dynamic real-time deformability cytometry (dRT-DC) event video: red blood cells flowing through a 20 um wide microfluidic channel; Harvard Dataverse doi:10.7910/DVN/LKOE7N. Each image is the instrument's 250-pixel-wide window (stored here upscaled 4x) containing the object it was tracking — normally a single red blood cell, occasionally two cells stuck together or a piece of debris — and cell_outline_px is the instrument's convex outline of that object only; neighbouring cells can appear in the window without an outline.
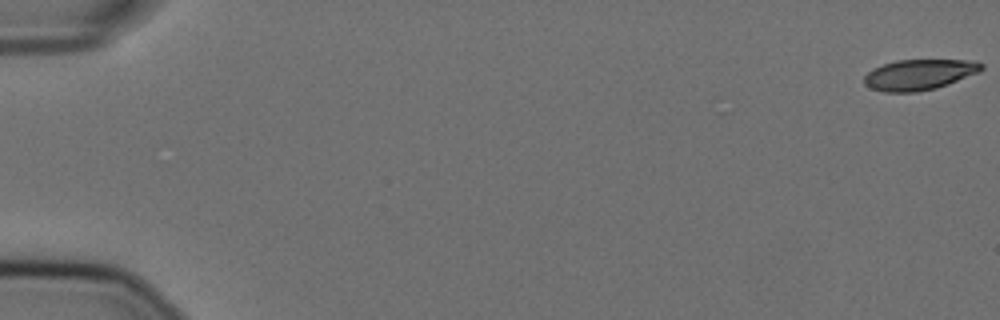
{"species": "Egyptian fruit bat (a non-hibernating species)", "species_latin": "Rousettus aegyptiacus", "temperature_condition": "cold", "stored_images_in_passage": 58, "camera_frame_rate_fps": 3000, "um_per_image_px": 0.085, "animal": {"sex": "female"}, "frame": {"image": 1, "passage_image": 1, "time_ms": 0.0, "image_size_px": [1000, 320], "cell_outline_px": [[984, 68], [980, 72], [948, 84], [936, 88], [916, 92], [884, 92], [872, 88], [864, 84], [864, 76], [872, 68], [896, 60], [968, 60], [984, 64]], "centroid_in_image_um": [78.13, 6.34], "position_along_channel_um": 6.9, "area_um2": 20.92}}
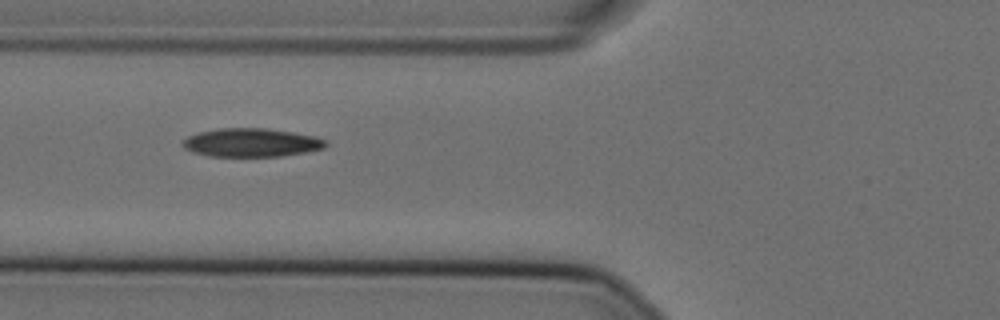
{"frame": {"image": 2, "passage_image": 23, "time_ms": 7.333, "image_size_px": [1000, 320], "cell_outline_px": [[328, 144], [324, 148], [304, 152], [280, 156], [208, 156], [192, 152], [184, 148], [180, 144], [188, 136], [200, 132], [220, 128], [264, 128], [292, 132], [316, 136], [328, 140]], "centroid_in_image_um": [21.37, 12.12], "position_along_channel_um": 104.4, "area_um2": 23.76}}
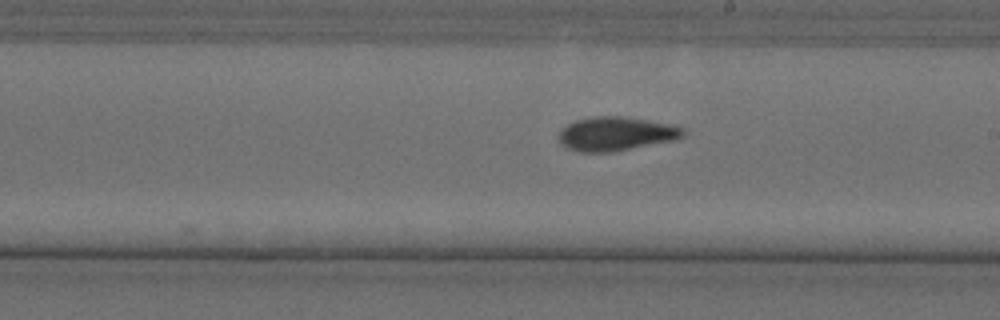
{"frame": {"image": 3, "passage_image": 34, "time_ms": 11.0, "image_size_px": [1000, 320], "cell_outline_px": [[684, 136], [676, 140], [612, 152], [580, 152], [568, 148], [560, 144], [560, 132], [568, 124], [576, 120], [592, 116], [624, 116], [672, 124], [684, 128]], "centroid_in_image_um": [52.4, 11.37], "position_along_channel_um": 236.6, "area_um2": 24.62}, "authors_computed_cell_mechanics": {"area_um2": 23.2067, "velocity_mm_per_s": 3.6004, "shape_relaxation_time_tau1_ms": 4.9155, "shape_relaxation_time_tau2_ms": 3.1571, "deformation_change_tau1": 0.1731, "deformation_change_tau2": 0.0909}}